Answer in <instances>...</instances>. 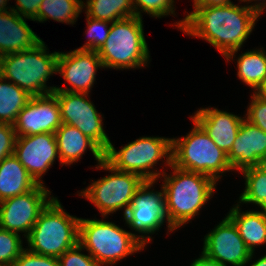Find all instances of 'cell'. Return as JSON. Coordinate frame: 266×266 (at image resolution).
Wrapping results in <instances>:
<instances>
[{
	"label": "cell",
	"mask_w": 266,
	"mask_h": 266,
	"mask_svg": "<svg viewBox=\"0 0 266 266\" xmlns=\"http://www.w3.org/2000/svg\"><path fill=\"white\" fill-rule=\"evenodd\" d=\"M191 120L194 124L186 136L172 138V165L202 173L218 183L223 173L233 171L227 154L218 148L195 120Z\"/></svg>",
	"instance_id": "cell-7"
},
{
	"label": "cell",
	"mask_w": 266,
	"mask_h": 266,
	"mask_svg": "<svg viewBox=\"0 0 266 266\" xmlns=\"http://www.w3.org/2000/svg\"><path fill=\"white\" fill-rule=\"evenodd\" d=\"M169 168L173 171L170 175L164 172L160 176L163 180L161 190L167 233L174 232L199 215L202 207L213 198L217 185L211 177L202 173L182 170L172 164Z\"/></svg>",
	"instance_id": "cell-2"
},
{
	"label": "cell",
	"mask_w": 266,
	"mask_h": 266,
	"mask_svg": "<svg viewBox=\"0 0 266 266\" xmlns=\"http://www.w3.org/2000/svg\"><path fill=\"white\" fill-rule=\"evenodd\" d=\"M95 167V169L109 171L111 174L96 181L91 179V184L81 190L78 195L90 200L102 217H107L123 208L124 216L145 180L137 174L118 171L105 160Z\"/></svg>",
	"instance_id": "cell-9"
},
{
	"label": "cell",
	"mask_w": 266,
	"mask_h": 266,
	"mask_svg": "<svg viewBox=\"0 0 266 266\" xmlns=\"http://www.w3.org/2000/svg\"><path fill=\"white\" fill-rule=\"evenodd\" d=\"M98 68L104 69V66L97 51L74 49L70 52H59L57 74L70 86H56L54 91L90 94Z\"/></svg>",
	"instance_id": "cell-14"
},
{
	"label": "cell",
	"mask_w": 266,
	"mask_h": 266,
	"mask_svg": "<svg viewBox=\"0 0 266 266\" xmlns=\"http://www.w3.org/2000/svg\"><path fill=\"white\" fill-rule=\"evenodd\" d=\"M266 154V132L243 119L230 152L228 162L233 171L258 166Z\"/></svg>",
	"instance_id": "cell-17"
},
{
	"label": "cell",
	"mask_w": 266,
	"mask_h": 266,
	"mask_svg": "<svg viewBox=\"0 0 266 266\" xmlns=\"http://www.w3.org/2000/svg\"><path fill=\"white\" fill-rule=\"evenodd\" d=\"M135 16L143 18L142 13H147L154 18H162L175 14L174 0H132Z\"/></svg>",
	"instance_id": "cell-30"
},
{
	"label": "cell",
	"mask_w": 266,
	"mask_h": 266,
	"mask_svg": "<svg viewBox=\"0 0 266 266\" xmlns=\"http://www.w3.org/2000/svg\"><path fill=\"white\" fill-rule=\"evenodd\" d=\"M42 1L43 0H16V8L12 6L11 9L21 17L32 21L37 16Z\"/></svg>",
	"instance_id": "cell-35"
},
{
	"label": "cell",
	"mask_w": 266,
	"mask_h": 266,
	"mask_svg": "<svg viewBox=\"0 0 266 266\" xmlns=\"http://www.w3.org/2000/svg\"><path fill=\"white\" fill-rule=\"evenodd\" d=\"M260 210L266 214V203L260 208Z\"/></svg>",
	"instance_id": "cell-43"
},
{
	"label": "cell",
	"mask_w": 266,
	"mask_h": 266,
	"mask_svg": "<svg viewBox=\"0 0 266 266\" xmlns=\"http://www.w3.org/2000/svg\"><path fill=\"white\" fill-rule=\"evenodd\" d=\"M142 20L132 16L111 23L108 38L97 51L104 69L134 70L148 67L150 51Z\"/></svg>",
	"instance_id": "cell-6"
},
{
	"label": "cell",
	"mask_w": 266,
	"mask_h": 266,
	"mask_svg": "<svg viewBox=\"0 0 266 266\" xmlns=\"http://www.w3.org/2000/svg\"><path fill=\"white\" fill-rule=\"evenodd\" d=\"M83 11L88 17L114 22L135 16L132 0H86Z\"/></svg>",
	"instance_id": "cell-26"
},
{
	"label": "cell",
	"mask_w": 266,
	"mask_h": 266,
	"mask_svg": "<svg viewBox=\"0 0 266 266\" xmlns=\"http://www.w3.org/2000/svg\"><path fill=\"white\" fill-rule=\"evenodd\" d=\"M253 1H254V3H251ZM261 1H262V3H261ZM240 2H246L247 5H245V6L255 10L259 15H261L264 12V10L266 9L265 8L266 7V0H239V3Z\"/></svg>",
	"instance_id": "cell-38"
},
{
	"label": "cell",
	"mask_w": 266,
	"mask_h": 266,
	"mask_svg": "<svg viewBox=\"0 0 266 266\" xmlns=\"http://www.w3.org/2000/svg\"><path fill=\"white\" fill-rule=\"evenodd\" d=\"M62 125L60 106L51 93L31 97L13 124L16 136L52 133Z\"/></svg>",
	"instance_id": "cell-16"
},
{
	"label": "cell",
	"mask_w": 266,
	"mask_h": 266,
	"mask_svg": "<svg viewBox=\"0 0 266 266\" xmlns=\"http://www.w3.org/2000/svg\"><path fill=\"white\" fill-rule=\"evenodd\" d=\"M60 106L62 123L74 126L92 139L104 152L111 140L103 128V115L88 100L89 94L53 91Z\"/></svg>",
	"instance_id": "cell-10"
},
{
	"label": "cell",
	"mask_w": 266,
	"mask_h": 266,
	"mask_svg": "<svg viewBox=\"0 0 266 266\" xmlns=\"http://www.w3.org/2000/svg\"><path fill=\"white\" fill-rule=\"evenodd\" d=\"M82 0H43L37 16L32 20L43 23L48 19L65 24H75L82 13Z\"/></svg>",
	"instance_id": "cell-25"
},
{
	"label": "cell",
	"mask_w": 266,
	"mask_h": 266,
	"mask_svg": "<svg viewBox=\"0 0 266 266\" xmlns=\"http://www.w3.org/2000/svg\"><path fill=\"white\" fill-rule=\"evenodd\" d=\"M38 183L14 156L0 162V202L34 189Z\"/></svg>",
	"instance_id": "cell-22"
},
{
	"label": "cell",
	"mask_w": 266,
	"mask_h": 266,
	"mask_svg": "<svg viewBox=\"0 0 266 266\" xmlns=\"http://www.w3.org/2000/svg\"><path fill=\"white\" fill-rule=\"evenodd\" d=\"M21 234L0 228V266H12L25 249Z\"/></svg>",
	"instance_id": "cell-28"
},
{
	"label": "cell",
	"mask_w": 266,
	"mask_h": 266,
	"mask_svg": "<svg viewBox=\"0 0 266 266\" xmlns=\"http://www.w3.org/2000/svg\"><path fill=\"white\" fill-rule=\"evenodd\" d=\"M54 198L45 185L0 202V228L29 235L42 210Z\"/></svg>",
	"instance_id": "cell-12"
},
{
	"label": "cell",
	"mask_w": 266,
	"mask_h": 266,
	"mask_svg": "<svg viewBox=\"0 0 266 266\" xmlns=\"http://www.w3.org/2000/svg\"><path fill=\"white\" fill-rule=\"evenodd\" d=\"M13 155L38 184L44 185L43 175L58 158L55 134L42 133L16 136Z\"/></svg>",
	"instance_id": "cell-15"
},
{
	"label": "cell",
	"mask_w": 266,
	"mask_h": 266,
	"mask_svg": "<svg viewBox=\"0 0 266 266\" xmlns=\"http://www.w3.org/2000/svg\"><path fill=\"white\" fill-rule=\"evenodd\" d=\"M233 3L231 0H193V7L221 6Z\"/></svg>",
	"instance_id": "cell-36"
},
{
	"label": "cell",
	"mask_w": 266,
	"mask_h": 266,
	"mask_svg": "<svg viewBox=\"0 0 266 266\" xmlns=\"http://www.w3.org/2000/svg\"><path fill=\"white\" fill-rule=\"evenodd\" d=\"M155 183L145 181L123 216L127 226L137 232L136 236L145 246L151 243L150 235L159 231L166 222L164 194L162 190L151 189Z\"/></svg>",
	"instance_id": "cell-11"
},
{
	"label": "cell",
	"mask_w": 266,
	"mask_h": 266,
	"mask_svg": "<svg viewBox=\"0 0 266 266\" xmlns=\"http://www.w3.org/2000/svg\"><path fill=\"white\" fill-rule=\"evenodd\" d=\"M80 218L63 209L54 197L42 210L26 237L32 253L59 258L65 251L79 243Z\"/></svg>",
	"instance_id": "cell-5"
},
{
	"label": "cell",
	"mask_w": 266,
	"mask_h": 266,
	"mask_svg": "<svg viewBox=\"0 0 266 266\" xmlns=\"http://www.w3.org/2000/svg\"><path fill=\"white\" fill-rule=\"evenodd\" d=\"M31 97L19 86L0 75V123L13 125L18 113L27 105Z\"/></svg>",
	"instance_id": "cell-24"
},
{
	"label": "cell",
	"mask_w": 266,
	"mask_h": 266,
	"mask_svg": "<svg viewBox=\"0 0 266 266\" xmlns=\"http://www.w3.org/2000/svg\"><path fill=\"white\" fill-rule=\"evenodd\" d=\"M239 173L245 178V189L237 202L261 208L266 203V173L257 166L245 168Z\"/></svg>",
	"instance_id": "cell-27"
},
{
	"label": "cell",
	"mask_w": 266,
	"mask_h": 266,
	"mask_svg": "<svg viewBox=\"0 0 266 266\" xmlns=\"http://www.w3.org/2000/svg\"><path fill=\"white\" fill-rule=\"evenodd\" d=\"M193 9L174 23L175 26L184 34L210 43L228 62L237 58L235 54L241 50L260 17L255 10L234 2Z\"/></svg>",
	"instance_id": "cell-1"
},
{
	"label": "cell",
	"mask_w": 266,
	"mask_h": 266,
	"mask_svg": "<svg viewBox=\"0 0 266 266\" xmlns=\"http://www.w3.org/2000/svg\"><path fill=\"white\" fill-rule=\"evenodd\" d=\"M16 133L12 124L0 123V162L14 153Z\"/></svg>",
	"instance_id": "cell-34"
},
{
	"label": "cell",
	"mask_w": 266,
	"mask_h": 266,
	"mask_svg": "<svg viewBox=\"0 0 266 266\" xmlns=\"http://www.w3.org/2000/svg\"><path fill=\"white\" fill-rule=\"evenodd\" d=\"M190 118L205 130L218 148L228 154L245 116L241 117L233 112L206 107L198 109Z\"/></svg>",
	"instance_id": "cell-18"
},
{
	"label": "cell",
	"mask_w": 266,
	"mask_h": 266,
	"mask_svg": "<svg viewBox=\"0 0 266 266\" xmlns=\"http://www.w3.org/2000/svg\"><path fill=\"white\" fill-rule=\"evenodd\" d=\"M41 41L26 23V18L12 9L0 13V57L32 49Z\"/></svg>",
	"instance_id": "cell-19"
},
{
	"label": "cell",
	"mask_w": 266,
	"mask_h": 266,
	"mask_svg": "<svg viewBox=\"0 0 266 266\" xmlns=\"http://www.w3.org/2000/svg\"><path fill=\"white\" fill-rule=\"evenodd\" d=\"M202 250L207 257L222 266H246L255 255L247 248L236 225L227 215L204 236Z\"/></svg>",
	"instance_id": "cell-13"
},
{
	"label": "cell",
	"mask_w": 266,
	"mask_h": 266,
	"mask_svg": "<svg viewBox=\"0 0 266 266\" xmlns=\"http://www.w3.org/2000/svg\"><path fill=\"white\" fill-rule=\"evenodd\" d=\"M112 144L104 152V160L114 169L137 174L145 181L157 182L165 172L155 167L161 159L168 167L172 164V138L144 136L118 151Z\"/></svg>",
	"instance_id": "cell-8"
},
{
	"label": "cell",
	"mask_w": 266,
	"mask_h": 266,
	"mask_svg": "<svg viewBox=\"0 0 266 266\" xmlns=\"http://www.w3.org/2000/svg\"><path fill=\"white\" fill-rule=\"evenodd\" d=\"M250 99L245 119L266 132V99L261 98L255 92Z\"/></svg>",
	"instance_id": "cell-32"
},
{
	"label": "cell",
	"mask_w": 266,
	"mask_h": 266,
	"mask_svg": "<svg viewBox=\"0 0 266 266\" xmlns=\"http://www.w3.org/2000/svg\"><path fill=\"white\" fill-rule=\"evenodd\" d=\"M251 50L234 60L237 61L238 78L256 92L266 78V50L263 47Z\"/></svg>",
	"instance_id": "cell-23"
},
{
	"label": "cell",
	"mask_w": 266,
	"mask_h": 266,
	"mask_svg": "<svg viewBox=\"0 0 266 266\" xmlns=\"http://www.w3.org/2000/svg\"><path fill=\"white\" fill-rule=\"evenodd\" d=\"M85 250L79 243L65 251L58 259L60 266H104L98 263L90 254H84Z\"/></svg>",
	"instance_id": "cell-31"
},
{
	"label": "cell",
	"mask_w": 266,
	"mask_h": 266,
	"mask_svg": "<svg viewBox=\"0 0 266 266\" xmlns=\"http://www.w3.org/2000/svg\"><path fill=\"white\" fill-rule=\"evenodd\" d=\"M257 167L266 173V154L260 159Z\"/></svg>",
	"instance_id": "cell-42"
},
{
	"label": "cell",
	"mask_w": 266,
	"mask_h": 266,
	"mask_svg": "<svg viewBox=\"0 0 266 266\" xmlns=\"http://www.w3.org/2000/svg\"><path fill=\"white\" fill-rule=\"evenodd\" d=\"M54 134L59 161L62 166L73 165V163L78 162L87 148L90 149L89 151H91L97 163L104 160V151L76 127L62 123Z\"/></svg>",
	"instance_id": "cell-20"
},
{
	"label": "cell",
	"mask_w": 266,
	"mask_h": 266,
	"mask_svg": "<svg viewBox=\"0 0 266 266\" xmlns=\"http://www.w3.org/2000/svg\"><path fill=\"white\" fill-rule=\"evenodd\" d=\"M88 42L77 49H85L98 51L108 38L111 22L104 20H97L86 15ZM110 24V25H109Z\"/></svg>",
	"instance_id": "cell-29"
},
{
	"label": "cell",
	"mask_w": 266,
	"mask_h": 266,
	"mask_svg": "<svg viewBox=\"0 0 266 266\" xmlns=\"http://www.w3.org/2000/svg\"><path fill=\"white\" fill-rule=\"evenodd\" d=\"M12 266H60V262L57 257L38 255L25 248Z\"/></svg>",
	"instance_id": "cell-33"
},
{
	"label": "cell",
	"mask_w": 266,
	"mask_h": 266,
	"mask_svg": "<svg viewBox=\"0 0 266 266\" xmlns=\"http://www.w3.org/2000/svg\"><path fill=\"white\" fill-rule=\"evenodd\" d=\"M227 216L236 225L239 234L251 253L266 244V214L263 211H241L240 204L233 205Z\"/></svg>",
	"instance_id": "cell-21"
},
{
	"label": "cell",
	"mask_w": 266,
	"mask_h": 266,
	"mask_svg": "<svg viewBox=\"0 0 266 266\" xmlns=\"http://www.w3.org/2000/svg\"><path fill=\"white\" fill-rule=\"evenodd\" d=\"M250 266H266V254L264 256H261V258H258L257 260L253 261Z\"/></svg>",
	"instance_id": "cell-40"
},
{
	"label": "cell",
	"mask_w": 266,
	"mask_h": 266,
	"mask_svg": "<svg viewBox=\"0 0 266 266\" xmlns=\"http://www.w3.org/2000/svg\"><path fill=\"white\" fill-rule=\"evenodd\" d=\"M42 40L32 49L0 57V75L19 86L30 96L51 94L56 86H47V81L57 74L59 52L49 53Z\"/></svg>",
	"instance_id": "cell-3"
},
{
	"label": "cell",
	"mask_w": 266,
	"mask_h": 266,
	"mask_svg": "<svg viewBox=\"0 0 266 266\" xmlns=\"http://www.w3.org/2000/svg\"><path fill=\"white\" fill-rule=\"evenodd\" d=\"M261 98L266 99V78L264 79L262 85L255 92Z\"/></svg>",
	"instance_id": "cell-39"
},
{
	"label": "cell",
	"mask_w": 266,
	"mask_h": 266,
	"mask_svg": "<svg viewBox=\"0 0 266 266\" xmlns=\"http://www.w3.org/2000/svg\"><path fill=\"white\" fill-rule=\"evenodd\" d=\"M80 218L79 244L100 264L111 266L145 249L135 232L114 222Z\"/></svg>",
	"instance_id": "cell-4"
},
{
	"label": "cell",
	"mask_w": 266,
	"mask_h": 266,
	"mask_svg": "<svg viewBox=\"0 0 266 266\" xmlns=\"http://www.w3.org/2000/svg\"><path fill=\"white\" fill-rule=\"evenodd\" d=\"M7 2L9 3V0H0V13L11 10V7L7 6L9 5Z\"/></svg>",
	"instance_id": "cell-41"
},
{
	"label": "cell",
	"mask_w": 266,
	"mask_h": 266,
	"mask_svg": "<svg viewBox=\"0 0 266 266\" xmlns=\"http://www.w3.org/2000/svg\"><path fill=\"white\" fill-rule=\"evenodd\" d=\"M190 266H222V265L219 262H217L216 260H213V259L207 257L202 252L200 257L194 259V261L191 262Z\"/></svg>",
	"instance_id": "cell-37"
}]
</instances>
